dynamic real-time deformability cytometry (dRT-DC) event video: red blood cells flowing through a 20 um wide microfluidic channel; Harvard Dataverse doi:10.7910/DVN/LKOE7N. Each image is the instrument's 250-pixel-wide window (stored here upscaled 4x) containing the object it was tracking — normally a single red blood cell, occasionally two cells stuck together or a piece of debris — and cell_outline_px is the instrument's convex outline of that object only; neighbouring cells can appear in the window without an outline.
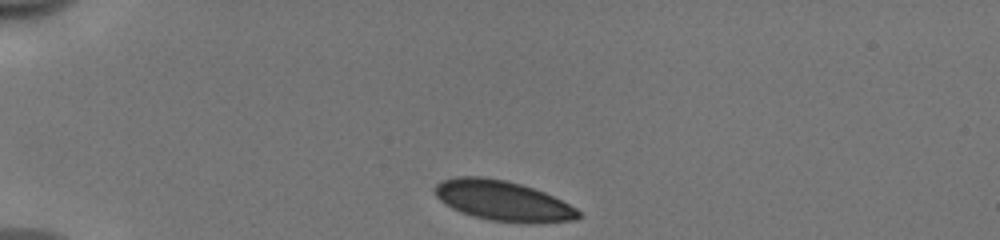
{"species": "human", "species_latin": "Homo sapiens", "temperature_condition": "cold", "stored_images_in_passage": 35, "camera_frame_rate_fps": 3000, "um_per_image_px": 0.085, "donor": {"sex": "male"}, "frame": {"image": 1, "passage_image": 1, "time_ms": 0.0, "image_size_px": [1000, 240], "cell_outline_px": [[580, 216], [576, 220], [540, 224], [532, 224], [488, 220], [472, 216], [460, 212], [452, 208], [440, 200], [436, 196], [432, 188], [436, 184], [444, 180], [456, 176], [480, 176], [504, 180], [520, 184], [544, 192], [576, 208], [580, 212]], "centroid_in_image_um": [42.74, 17.08], "position_along_channel_um": 42.3, "area_um2": 33.76}}
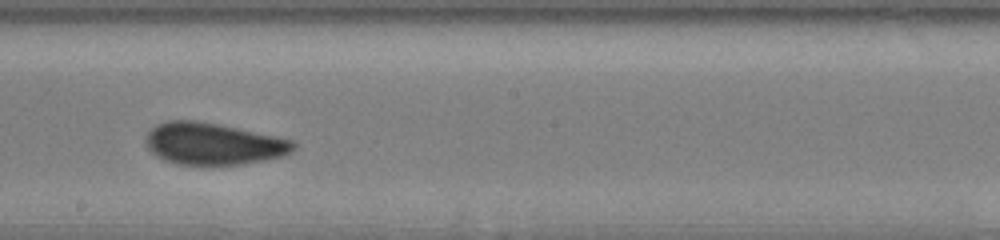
{"frame": {"image": 2, "passage_image": 19, "time_ms": 6.0, "image_size_px": [1000, 240], "cell_outline_px": [[296, 148], [292, 152], [284, 156], [264, 160], [240, 164], [176, 164], [164, 160], [156, 156], [144, 144], [144, 136], [156, 124], [164, 120], [196, 120], [296, 140]], "centroid_in_image_um": [18.11, 12.21], "position_along_channel_um": 230.1, "area_um2": 36.18}}
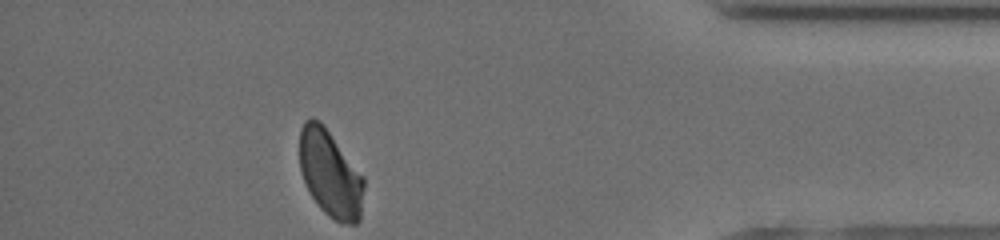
{"frame": {"image": 3, "passage_image": 35, "time_ms": 11.333, "image_size_px": [1000, 240], "cell_outline_px": [[364, 188], [360, 220], [356, 224], [340, 224], [328, 216], [320, 208], [312, 196], [304, 180], [300, 168], [300, 128], [304, 120], [312, 116], [320, 120], [364, 176]], "centroid_in_image_um": [28.08, 14.76], "position_along_channel_um": 407.1, "area_um2": 32.83}, "authors_computed_cell_mechanics": {"area_um2": 35.258, "velocity_mm_per_s": 3.9418, "shape_relaxation_time_tau1_ms": null, "shape_relaxation_time_tau2_ms": 0.871, "deformation_change_tau1": null, "deformation_change_tau2": 0.0383}}